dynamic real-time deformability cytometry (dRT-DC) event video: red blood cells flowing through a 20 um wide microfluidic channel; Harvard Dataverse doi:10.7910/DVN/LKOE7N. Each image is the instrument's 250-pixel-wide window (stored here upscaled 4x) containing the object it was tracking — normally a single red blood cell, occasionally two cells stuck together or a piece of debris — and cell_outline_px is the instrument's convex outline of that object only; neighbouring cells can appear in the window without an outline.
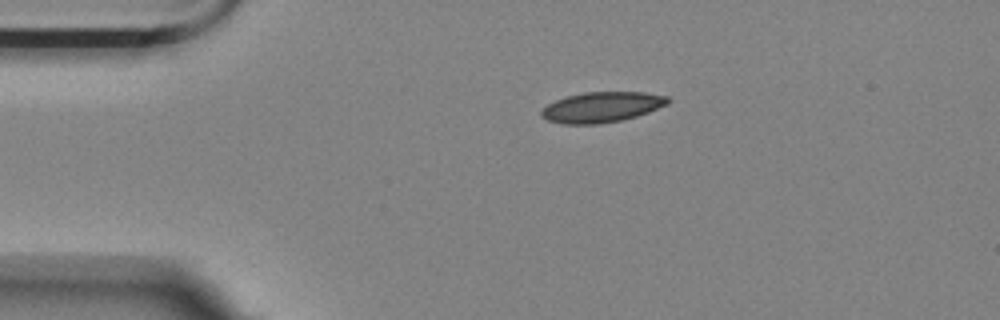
{"species": "Egyptian fruit bat (a non-hibernating species)", "species_latin": "Rousettus aegyptiacus", "temperature_condition": "room temperature", "stored_images_in_passage": 33, "camera_frame_rate_fps": 3000, "um_per_image_px": 0.085, "animal": {"sex": "female"}, "frame": {"image": 1, "passage_image": 1, "time_ms": 0.0, "image_size_px": [1000, 320], "cell_outline_px": [[672, 100], [668, 104], [648, 112], [636, 116], [620, 120], [596, 124], [564, 124], [548, 120], [540, 116], [540, 112], [548, 104], [556, 100], [568, 96], [584, 92], [644, 92], [668, 96]], "centroid_in_image_um": [51.17, 9.1], "position_along_channel_um": 33.8, "area_um2": 22.31}}
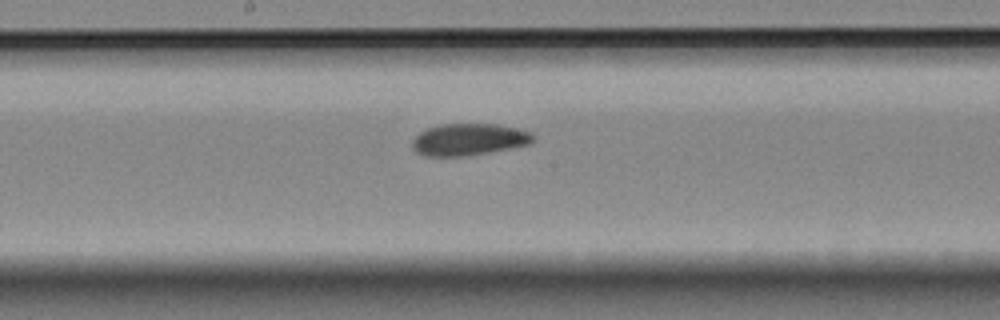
{"frame": {"image": 2, "passage_image": 19, "time_ms": 6.0, "image_size_px": [1000, 320], "cell_outline_px": [[536, 140], [528, 144], [488, 152], [464, 156], [424, 156], [416, 152], [412, 148], [412, 140], [420, 132], [428, 128], [440, 124], [496, 124], [516, 128], [532, 132], [536, 136]], "centroid_in_image_um": [39.85, 11.85], "position_along_channel_um": 208.4, "area_um2": 22.43}}
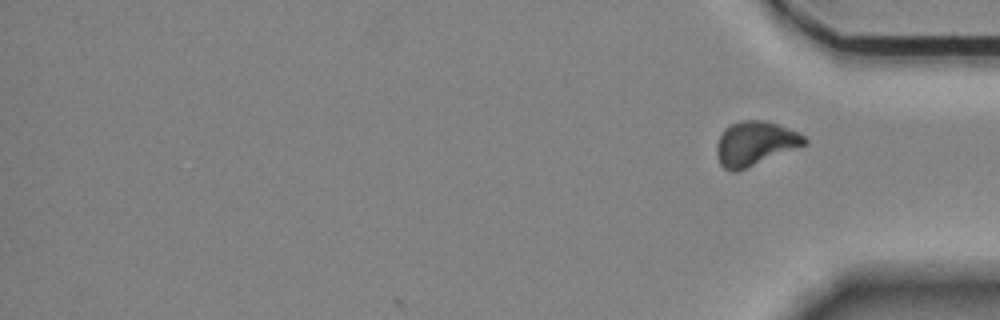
{"frame": {"image": 3, "passage_image": 33, "time_ms": 10.667, "image_size_px": [1000, 320], "cell_outline_px": [[808, 144], [736, 172], [732, 172], [724, 168], [720, 164], [716, 156], [716, 144], [724, 128], [728, 124], [740, 120], [768, 120], [788, 128], [804, 136], [808, 140]], "centroid_in_image_um": [64.16, 12.18], "position_along_channel_um": 371.0, "area_um2": 22.89}, "authors_computed_cell_mechanics": {"area_um2": 22.4264, "velocity_mm_per_s": 3.5223, "shape_relaxation_time_tau1_ms": 10.0666, "shape_relaxation_time_tau2_ms": 3.5252, "deformation_change_tau1": 0.194, "deformation_change_tau2": 0.066}}